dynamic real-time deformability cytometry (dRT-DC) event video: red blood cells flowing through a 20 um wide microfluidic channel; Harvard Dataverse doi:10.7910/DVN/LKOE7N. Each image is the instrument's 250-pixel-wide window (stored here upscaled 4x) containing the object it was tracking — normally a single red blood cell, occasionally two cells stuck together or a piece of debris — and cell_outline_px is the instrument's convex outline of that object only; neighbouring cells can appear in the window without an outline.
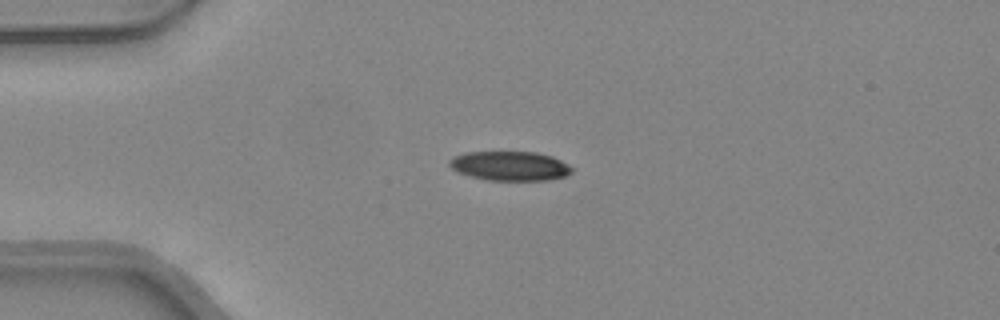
{"species": "common noctule bat (a hibernating species)", "species_latin": "Nyctalus noctula", "temperature_condition": "warm", "stored_images_in_passage": 37, "camera_frame_rate_fps": 3000, "um_per_image_px": 0.085, "animal": {"sex": "female", "body_mass_g": 24.6, "forearm_length_mm": 56.2}, "frame": {"image": 1, "passage_image": 1, "time_ms": 0.0, "image_size_px": [1000, 320], "cell_outline_px": [[572, 172], [564, 176], [548, 180], [488, 180], [456, 172], [448, 164], [448, 160], [452, 156], [464, 152], [536, 152], [552, 156], [568, 164], [572, 168]], "centroid_in_image_um": [43.3, 14.09], "position_along_channel_um": 41.7, "area_um2": 20.98}}
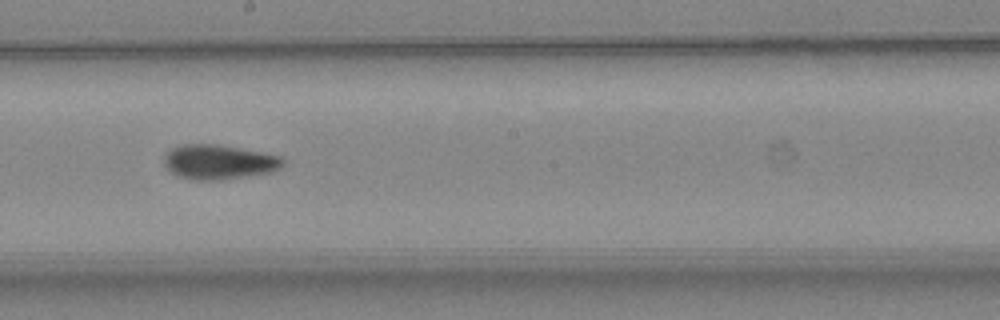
{"frame": {"image": 2, "passage_image": 16, "time_ms": 5.0, "image_size_px": [1000, 320], "cell_outline_px": [[284, 164], [280, 168], [272, 172], [252, 176], [224, 180], [192, 180], [176, 176], [168, 172], [164, 164], [164, 156], [172, 148], [180, 144], [216, 144], [240, 148], [280, 156], [284, 160]], "centroid_in_image_um": [18.58, 13.79], "position_along_channel_um": 229.6, "area_um2": 24.39}}
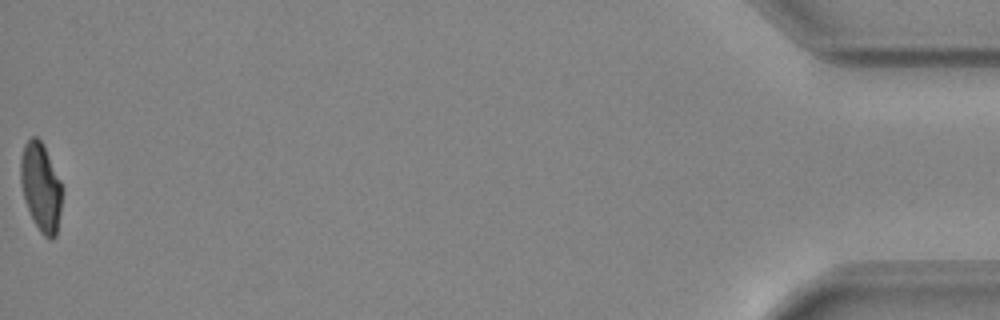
{"frame": {"image": 3, "passage_image": 37, "time_ms": 12.0, "image_size_px": [1000, 320], "cell_outline_px": [[60, 212], [56, 236], [52, 240], [48, 240], [40, 232], [24, 200], [20, 184], [20, 160], [24, 144], [32, 136], [36, 136], [44, 144], [60, 180]], "centroid_in_image_um": [3.45, 15.88], "position_along_channel_um": 431.8, "area_um2": 21.21}, "authors_computed_cell_mechanics": {"area_um2": 23.5246, "velocity_mm_per_s": 4.3327, "shape_relaxation_time_tau1_ms": 7.6433, "shape_relaxation_time_tau2_ms": 3.6156, "deformation_change_tau1": 0.2197, "deformation_change_tau2": 0.1069}}